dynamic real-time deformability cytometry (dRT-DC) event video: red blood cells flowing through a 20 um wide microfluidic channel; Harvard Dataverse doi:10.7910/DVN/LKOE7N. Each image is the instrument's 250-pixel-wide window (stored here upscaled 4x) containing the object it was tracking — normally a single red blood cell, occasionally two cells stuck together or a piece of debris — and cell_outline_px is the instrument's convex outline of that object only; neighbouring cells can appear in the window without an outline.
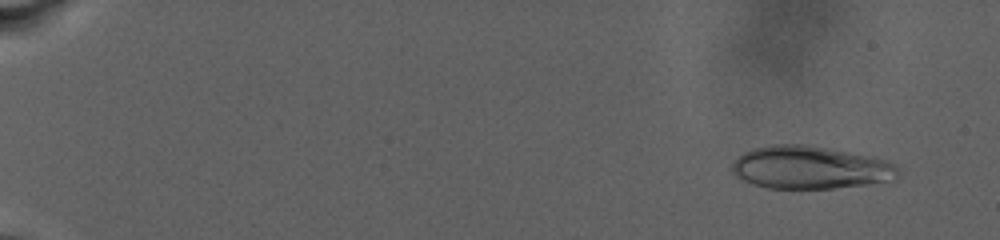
{"species": "human", "species_latin": "Homo sapiens", "temperature_condition": "warm", "stored_images_in_passage": 36, "camera_frame_rate_fps": 3000, "um_per_image_px": 0.085, "donor": {"sex": "male"}, "frame": {"image": 1, "passage_image": 2, "time_ms": 1.0, "image_size_px": [1000, 240], "cell_outline_px": [[896, 180], [868, 184], [832, 188], [768, 188], [752, 184], [736, 176], [732, 172], [732, 164], [744, 152], [752, 148], [772, 144], [804, 144], [828, 148], [848, 152], [884, 160], [896, 164]], "centroid_in_image_um": [68.83, 14.24], "position_along_channel_um": 16.2, "area_um2": 41.1}}
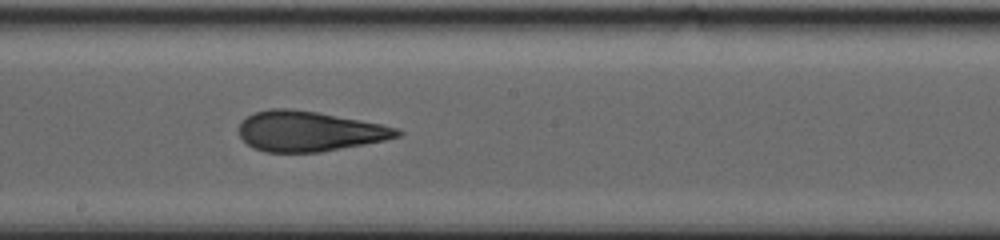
{"frame": {"image": 2, "passage_image": 23, "time_ms": 15.0, "image_size_px": [1000, 240], "cell_outline_px": [[404, 132], [400, 136], [384, 140], [364, 144], [320, 152], [264, 152], [252, 148], [240, 136], [240, 124], [248, 116], [256, 112], [272, 108], [288, 108], [316, 112], [360, 120], [380, 124], [396, 128]], "centroid_in_image_um": [26.27, 11.16], "position_along_channel_um": 221.9, "area_um2": 36.65}}
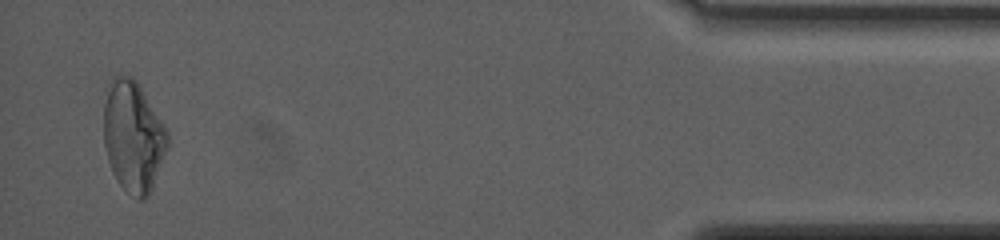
{"frame": {"image": 3, "passage_image": 36, "time_ms": 24.667, "image_size_px": [1000, 240], "cell_outline_px": [[168, 148], [152, 188], [148, 196], [144, 200], [136, 200], [116, 180], [112, 172], [108, 160], [104, 144], [104, 104], [112, 76], [132, 76], [136, 80], [168, 132]], "centroid_in_image_um": [11.32, 11.64], "position_along_channel_um": 423.9, "area_um2": 41.04}, "authors_computed_cell_mechanics": {"area_um2": 38.8994, "velocity_mm_per_s": 2.7342, "shape_relaxation_time_tau1_ms": null, "shape_relaxation_time_tau2_ms": 2.038, "deformation_change_tau1": null, "deformation_change_tau2": 0.0945}}